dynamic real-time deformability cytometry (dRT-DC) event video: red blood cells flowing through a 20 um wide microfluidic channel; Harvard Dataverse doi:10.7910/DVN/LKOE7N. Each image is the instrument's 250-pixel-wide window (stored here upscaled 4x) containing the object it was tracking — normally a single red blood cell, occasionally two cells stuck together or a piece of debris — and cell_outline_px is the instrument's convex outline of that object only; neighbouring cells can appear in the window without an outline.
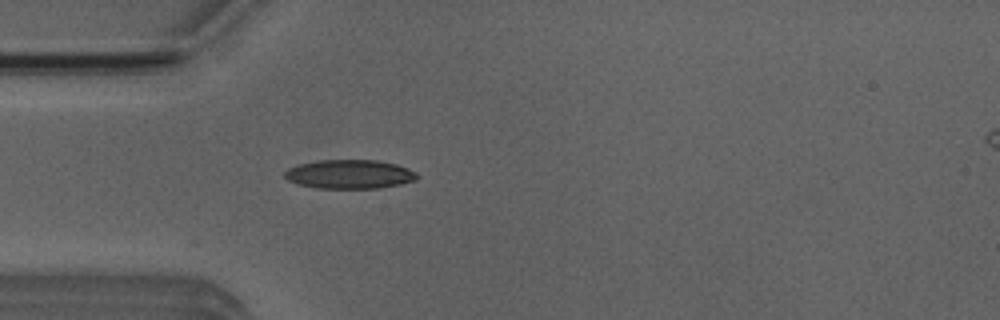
{"species": "Egyptian fruit bat (a non-hibernating species)", "species_latin": "Rousettus aegyptiacus", "temperature_condition": "room temperature", "stored_images_in_passage": 38, "camera_frame_rate_fps": 3000, "um_per_image_px": 0.085, "animal": {"sex": "male"}, "frame": {"image": 1, "passage_image": 1, "time_ms": 0.0, "image_size_px": [1000, 320], "cell_outline_px": [[420, 176], [416, 180], [400, 184], [380, 188], [316, 188], [296, 184], [288, 180], [284, 176], [284, 172], [288, 168], [300, 164], [320, 160], [376, 160], [396, 164], [408, 168], [416, 172]], "centroid_in_image_um": [29.72, 14.81], "position_along_channel_um": 55.3, "area_um2": 22.43}}
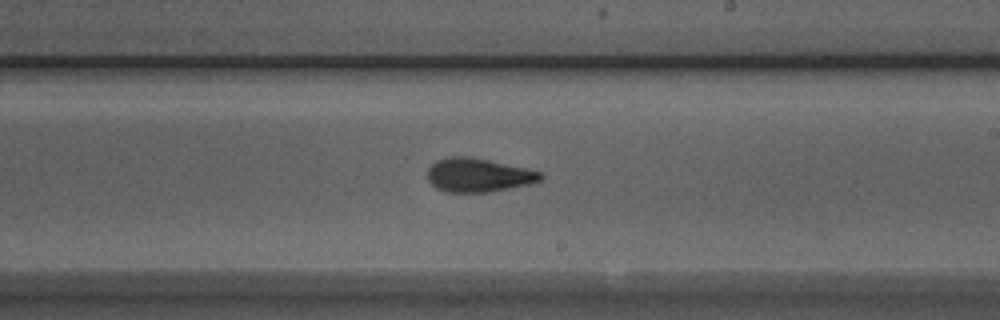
{"frame": {"image": 2, "passage_image": 16, "time_ms": 5.0, "image_size_px": [1000, 320], "cell_outline_px": [[544, 176], [540, 180], [528, 184], [488, 192], [444, 192], [436, 188], [428, 180], [428, 168], [436, 160], [452, 156], [468, 156], [488, 160], [524, 168], [540, 172]], "centroid_in_image_um": [40.6, 14.88], "position_along_channel_um": 248.4, "area_um2": 21.96}}
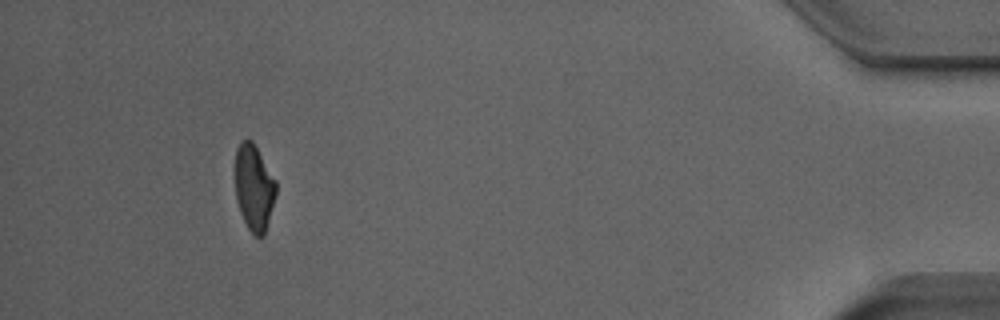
{"frame": {"image": 3, "passage_image": 34, "time_ms": 11.0, "image_size_px": [1000, 320], "cell_outline_px": [[276, 192], [264, 236], [256, 236], [248, 228], [240, 212], [236, 200], [236, 148], [240, 140], [252, 140], [276, 180]], "centroid_in_image_um": [21.59, 15.92], "position_along_channel_um": 413.6, "area_um2": 20.23}, "authors_computed_cell_mechanics": {"area_um2": 21.9351, "velocity_mm_per_s": 3.9379, "shape_relaxation_time_tau1_ms": 4.4463, "shape_relaxation_time_tau2_ms": 1.7915, "deformation_change_tau1": 0.1574, "deformation_change_tau2": 0.085}}